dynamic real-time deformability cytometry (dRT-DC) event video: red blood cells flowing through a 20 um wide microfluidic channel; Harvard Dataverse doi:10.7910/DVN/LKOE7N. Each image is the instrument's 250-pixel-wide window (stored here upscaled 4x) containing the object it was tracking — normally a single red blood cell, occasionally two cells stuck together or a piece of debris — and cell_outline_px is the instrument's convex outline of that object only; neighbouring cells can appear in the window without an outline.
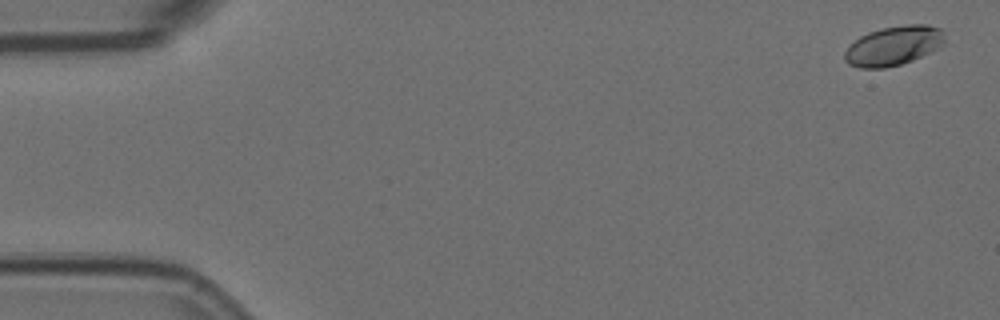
{"species": "Egyptian fruit bat (a non-hibernating species)", "species_latin": "Rousettus aegyptiacus", "temperature_condition": "room temperature", "stored_images_in_passage": 15, "camera_frame_rate_fps": 3000, "um_per_image_px": 0.085, "animal": {"sex": "female"}, "frame": {"image": 1, "passage_image": 1, "time_ms": 0.0, "image_size_px": [1000, 320], "cell_outline_px": [[944, 44], [912, 60], [900, 64], [884, 68], [860, 68], [848, 64], [844, 60], [844, 52], [860, 36], [868, 32], [884, 28], [908, 24], [928, 24], [940, 28], [944, 36]], "centroid_in_image_um": [75.94, 3.89], "position_along_channel_um": 9.1, "area_um2": 22.66}}
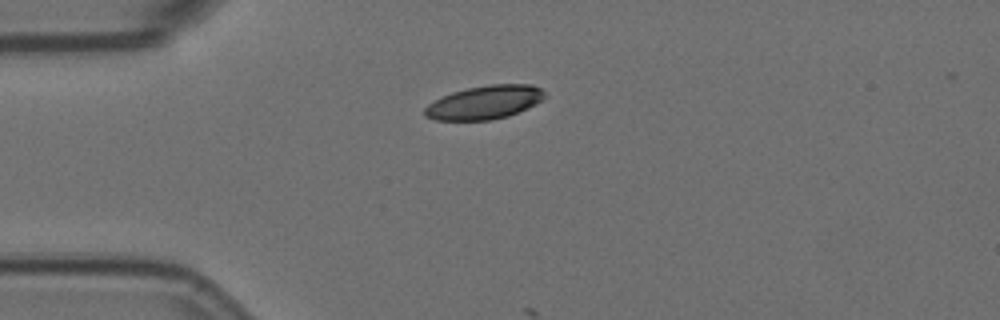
{"frame": {"image": 2, "passage_image": 14, "time_ms": 4.333, "image_size_px": [1000, 320], "cell_outline_px": [[548, 96], [544, 100], [528, 108], [508, 116], [492, 120], [436, 120], [424, 116], [424, 108], [428, 104], [452, 92], [468, 88], [488, 84], [532, 84], [540, 88]], "centroid_in_image_um": [41.23, 8.7], "position_along_channel_um": 43.8, "area_um2": 23.58}}